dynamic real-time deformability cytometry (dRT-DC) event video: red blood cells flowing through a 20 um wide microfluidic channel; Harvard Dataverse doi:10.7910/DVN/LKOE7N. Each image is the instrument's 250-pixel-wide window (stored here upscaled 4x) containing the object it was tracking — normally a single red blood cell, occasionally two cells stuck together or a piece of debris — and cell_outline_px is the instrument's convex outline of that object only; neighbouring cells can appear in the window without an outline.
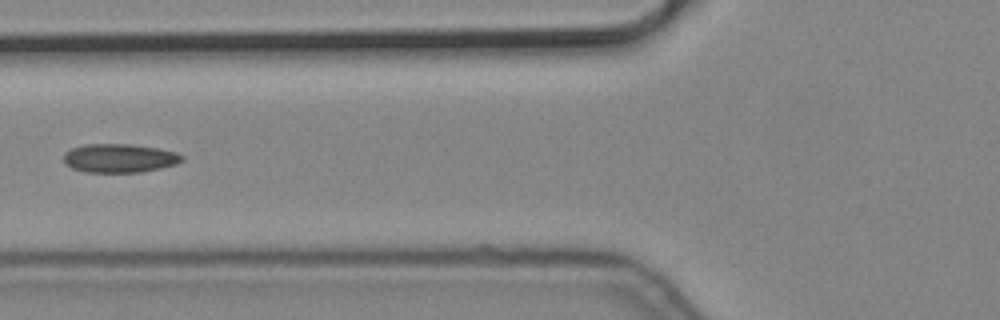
{"species": "common noctule bat (a hibernating species)", "species_latin": "Nyctalus noctula", "temperature_condition": "cold", "stored_images_in_passage": 4, "camera_frame_rate_fps": 3000, "um_per_image_px": 0.085, "animal": {"sex": "male", "body_mass_g": 19.2, "forearm_length_mm": 51.8}, "frame": {"image": 1, "passage_image": 4, "time_ms": 1.0, "image_size_px": [1000, 320], "cell_outline_px": [[184, 160], [176, 164], [160, 168], [140, 172], [84, 172], [72, 168], [64, 164], [64, 152], [72, 148], [84, 144], [132, 144], [160, 148], [176, 152], [184, 156]], "centroid_in_image_um": [10.15, 13.44], "position_along_channel_um": 115.6, "area_um2": 20.0}}